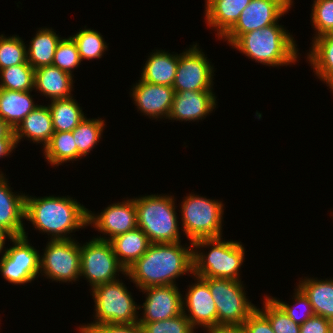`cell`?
Wrapping results in <instances>:
<instances>
[{"label":"cell","mask_w":333,"mask_h":333,"mask_svg":"<svg viewBox=\"0 0 333 333\" xmlns=\"http://www.w3.org/2000/svg\"><path fill=\"white\" fill-rule=\"evenodd\" d=\"M204 22L220 40L237 22L251 0H204Z\"/></svg>","instance_id":"20"},{"label":"cell","mask_w":333,"mask_h":333,"mask_svg":"<svg viewBox=\"0 0 333 333\" xmlns=\"http://www.w3.org/2000/svg\"><path fill=\"white\" fill-rule=\"evenodd\" d=\"M139 323L145 333H196L183 312L170 319Z\"/></svg>","instance_id":"39"},{"label":"cell","mask_w":333,"mask_h":333,"mask_svg":"<svg viewBox=\"0 0 333 333\" xmlns=\"http://www.w3.org/2000/svg\"><path fill=\"white\" fill-rule=\"evenodd\" d=\"M135 82L131 86L129 96L137 112L155 121H167L175 94L173 87L140 79Z\"/></svg>","instance_id":"17"},{"label":"cell","mask_w":333,"mask_h":333,"mask_svg":"<svg viewBox=\"0 0 333 333\" xmlns=\"http://www.w3.org/2000/svg\"><path fill=\"white\" fill-rule=\"evenodd\" d=\"M76 329L79 331H77V333H96L94 330L84 327L83 325H81V323L79 326L76 327Z\"/></svg>","instance_id":"47"},{"label":"cell","mask_w":333,"mask_h":333,"mask_svg":"<svg viewBox=\"0 0 333 333\" xmlns=\"http://www.w3.org/2000/svg\"><path fill=\"white\" fill-rule=\"evenodd\" d=\"M298 279L296 285L308 297L314 314L333 319V277L319 279L304 276Z\"/></svg>","instance_id":"25"},{"label":"cell","mask_w":333,"mask_h":333,"mask_svg":"<svg viewBox=\"0 0 333 333\" xmlns=\"http://www.w3.org/2000/svg\"><path fill=\"white\" fill-rule=\"evenodd\" d=\"M54 134L52 117L48 105L44 102L31 111L14 129L17 147L25 139L42 149Z\"/></svg>","instance_id":"21"},{"label":"cell","mask_w":333,"mask_h":333,"mask_svg":"<svg viewBox=\"0 0 333 333\" xmlns=\"http://www.w3.org/2000/svg\"><path fill=\"white\" fill-rule=\"evenodd\" d=\"M329 326L328 319L314 314L300 325V333H329Z\"/></svg>","instance_id":"42"},{"label":"cell","mask_w":333,"mask_h":333,"mask_svg":"<svg viewBox=\"0 0 333 333\" xmlns=\"http://www.w3.org/2000/svg\"><path fill=\"white\" fill-rule=\"evenodd\" d=\"M96 333H145L139 322L133 324L103 323L93 329Z\"/></svg>","instance_id":"41"},{"label":"cell","mask_w":333,"mask_h":333,"mask_svg":"<svg viewBox=\"0 0 333 333\" xmlns=\"http://www.w3.org/2000/svg\"><path fill=\"white\" fill-rule=\"evenodd\" d=\"M214 91L175 92L168 121L201 122L217 109L218 99Z\"/></svg>","instance_id":"18"},{"label":"cell","mask_w":333,"mask_h":333,"mask_svg":"<svg viewBox=\"0 0 333 333\" xmlns=\"http://www.w3.org/2000/svg\"><path fill=\"white\" fill-rule=\"evenodd\" d=\"M87 25L70 35L75 41L81 61L100 60L108 52L107 42L104 36L97 30L87 28Z\"/></svg>","instance_id":"32"},{"label":"cell","mask_w":333,"mask_h":333,"mask_svg":"<svg viewBox=\"0 0 333 333\" xmlns=\"http://www.w3.org/2000/svg\"><path fill=\"white\" fill-rule=\"evenodd\" d=\"M124 199V200H123ZM109 204L101 212L91 211L88 208L87 226L98 231L94 238L110 241L114 237L137 228V210L133 198H123Z\"/></svg>","instance_id":"14"},{"label":"cell","mask_w":333,"mask_h":333,"mask_svg":"<svg viewBox=\"0 0 333 333\" xmlns=\"http://www.w3.org/2000/svg\"><path fill=\"white\" fill-rule=\"evenodd\" d=\"M310 23L315 32L311 41L333 32V0H313Z\"/></svg>","instance_id":"38"},{"label":"cell","mask_w":333,"mask_h":333,"mask_svg":"<svg viewBox=\"0 0 333 333\" xmlns=\"http://www.w3.org/2000/svg\"><path fill=\"white\" fill-rule=\"evenodd\" d=\"M245 251L241 241L223 240V236L196 240L192 242L193 275L242 281Z\"/></svg>","instance_id":"4"},{"label":"cell","mask_w":333,"mask_h":333,"mask_svg":"<svg viewBox=\"0 0 333 333\" xmlns=\"http://www.w3.org/2000/svg\"><path fill=\"white\" fill-rule=\"evenodd\" d=\"M195 282L189 283L182 292L183 314L196 330L201 328L209 333L218 327V316L215 302L212 298L208 284L201 278L192 275Z\"/></svg>","instance_id":"15"},{"label":"cell","mask_w":333,"mask_h":333,"mask_svg":"<svg viewBox=\"0 0 333 333\" xmlns=\"http://www.w3.org/2000/svg\"><path fill=\"white\" fill-rule=\"evenodd\" d=\"M47 105L54 132L73 131L87 115L74 95L66 99L51 100Z\"/></svg>","instance_id":"29"},{"label":"cell","mask_w":333,"mask_h":333,"mask_svg":"<svg viewBox=\"0 0 333 333\" xmlns=\"http://www.w3.org/2000/svg\"><path fill=\"white\" fill-rule=\"evenodd\" d=\"M12 246L4 245L0 256V274L3 279L12 285H23L38 280L40 273V251L29 241L28 232L23 236L8 237ZM36 278V279H35Z\"/></svg>","instance_id":"11"},{"label":"cell","mask_w":333,"mask_h":333,"mask_svg":"<svg viewBox=\"0 0 333 333\" xmlns=\"http://www.w3.org/2000/svg\"><path fill=\"white\" fill-rule=\"evenodd\" d=\"M262 29L242 34L231 48L238 50L248 59L273 68L299 63L300 49L293 34L279 21Z\"/></svg>","instance_id":"3"},{"label":"cell","mask_w":333,"mask_h":333,"mask_svg":"<svg viewBox=\"0 0 333 333\" xmlns=\"http://www.w3.org/2000/svg\"><path fill=\"white\" fill-rule=\"evenodd\" d=\"M261 301L263 307L257 308L268 318L275 333H300V325L295 323L270 295H264Z\"/></svg>","instance_id":"35"},{"label":"cell","mask_w":333,"mask_h":333,"mask_svg":"<svg viewBox=\"0 0 333 333\" xmlns=\"http://www.w3.org/2000/svg\"><path fill=\"white\" fill-rule=\"evenodd\" d=\"M35 70L28 63L0 70V88L14 91H34Z\"/></svg>","instance_id":"33"},{"label":"cell","mask_w":333,"mask_h":333,"mask_svg":"<svg viewBox=\"0 0 333 333\" xmlns=\"http://www.w3.org/2000/svg\"><path fill=\"white\" fill-rule=\"evenodd\" d=\"M47 27L37 28L30 42L26 44L27 62L34 70L52 65L55 49L62 38L54 28Z\"/></svg>","instance_id":"27"},{"label":"cell","mask_w":333,"mask_h":333,"mask_svg":"<svg viewBox=\"0 0 333 333\" xmlns=\"http://www.w3.org/2000/svg\"><path fill=\"white\" fill-rule=\"evenodd\" d=\"M8 180L6 172L0 174V230L8 237H20L27 230L24 220L26 193L13 191Z\"/></svg>","instance_id":"19"},{"label":"cell","mask_w":333,"mask_h":333,"mask_svg":"<svg viewBox=\"0 0 333 333\" xmlns=\"http://www.w3.org/2000/svg\"><path fill=\"white\" fill-rule=\"evenodd\" d=\"M210 289L217 308L218 326L242 325L257 308L248 298L244 281L202 278Z\"/></svg>","instance_id":"9"},{"label":"cell","mask_w":333,"mask_h":333,"mask_svg":"<svg viewBox=\"0 0 333 333\" xmlns=\"http://www.w3.org/2000/svg\"><path fill=\"white\" fill-rule=\"evenodd\" d=\"M247 333H275L268 318L256 308L243 323Z\"/></svg>","instance_id":"40"},{"label":"cell","mask_w":333,"mask_h":333,"mask_svg":"<svg viewBox=\"0 0 333 333\" xmlns=\"http://www.w3.org/2000/svg\"><path fill=\"white\" fill-rule=\"evenodd\" d=\"M291 8L290 0H251L235 25L220 40L231 46L242 34L275 24Z\"/></svg>","instance_id":"13"},{"label":"cell","mask_w":333,"mask_h":333,"mask_svg":"<svg viewBox=\"0 0 333 333\" xmlns=\"http://www.w3.org/2000/svg\"><path fill=\"white\" fill-rule=\"evenodd\" d=\"M24 220L48 240L74 239L76 231L88 227V208L69 195L36 197L26 192Z\"/></svg>","instance_id":"2"},{"label":"cell","mask_w":333,"mask_h":333,"mask_svg":"<svg viewBox=\"0 0 333 333\" xmlns=\"http://www.w3.org/2000/svg\"><path fill=\"white\" fill-rule=\"evenodd\" d=\"M181 243H151L144 255L126 270L124 279L139 290L179 285V277L193 275L192 242Z\"/></svg>","instance_id":"1"},{"label":"cell","mask_w":333,"mask_h":333,"mask_svg":"<svg viewBox=\"0 0 333 333\" xmlns=\"http://www.w3.org/2000/svg\"><path fill=\"white\" fill-rule=\"evenodd\" d=\"M15 138L14 130L0 117V139Z\"/></svg>","instance_id":"45"},{"label":"cell","mask_w":333,"mask_h":333,"mask_svg":"<svg viewBox=\"0 0 333 333\" xmlns=\"http://www.w3.org/2000/svg\"><path fill=\"white\" fill-rule=\"evenodd\" d=\"M193 42L179 53L176 76L173 82L175 92L182 91H214L216 69L205 55L199 43Z\"/></svg>","instance_id":"12"},{"label":"cell","mask_w":333,"mask_h":333,"mask_svg":"<svg viewBox=\"0 0 333 333\" xmlns=\"http://www.w3.org/2000/svg\"><path fill=\"white\" fill-rule=\"evenodd\" d=\"M291 1V7H293L294 6V0H290Z\"/></svg>","instance_id":"49"},{"label":"cell","mask_w":333,"mask_h":333,"mask_svg":"<svg viewBox=\"0 0 333 333\" xmlns=\"http://www.w3.org/2000/svg\"><path fill=\"white\" fill-rule=\"evenodd\" d=\"M119 263L128 270L148 250L151 242L140 229L128 231L110 240Z\"/></svg>","instance_id":"28"},{"label":"cell","mask_w":333,"mask_h":333,"mask_svg":"<svg viewBox=\"0 0 333 333\" xmlns=\"http://www.w3.org/2000/svg\"><path fill=\"white\" fill-rule=\"evenodd\" d=\"M80 259V279L87 281L89 290L99 284L116 281L126 274V269L119 263L110 241L92 237L80 243Z\"/></svg>","instance_id":"10"},{"label":"cell","mask_w":333,"mask_h":333,"mask_svg":"<svg viewBox=\"0 0 333 333\" xmlns=\"http://www.w3.org/2000/svg\"><path fill=\"white\" fill-rule=\"evenodd\" d=\"M42 251L39 253L41 278L61 284L80 282V243L76 237L48 240Z\"/></svg>","instance_id":"8"},{"label":"cell","mask_w":333,"mask_h":333,"mask_svg":"<svg viewBox=\"0 0 333 333\" xmlns=\"http://www.w3.org/2000/svg\"><path fill=\"white\" fill-rule=\"evenodd\" d=\"M122 279L99 284L89 292L94 300L93 321L82 323L93 330L103 323L133 324L139 320V303Z\"/></svg>","instance_id":"6"},{"label":"cell","mask_w":333,"mask_h":333,"mask_svg":"<svg viewBox=\"0 0 333 333\" xmlns=\"http://www.w3.org/2000/svg\"><path fill=\"white\" fill-rule=\"evenodd\" d=\"M25 43L18 34L0 35V70L27 62Z\"/></svg>","instance_id":"34"},{"label":"cell","mask_w":333,"mask_h":333,"mask_svg":"<svg viewBox=\"0 0 333 333\" xmlns=\"http://www.w3.org/2000/svg\"><path fill=\"white\" fill-rule=\"evenodd\" d=\"M78 48L71 36L62 37L59 41L54 54L52 65L58 67L71 76H74V70L81 64Z\"/></svg>","instance_id":"37"},{"label":"cell","mask_w":333,"mask_h":333,"mask_svg":"<svg viewBox=\"0 0 333 333\" xmlns=\"http://www.w3.org/2000/svg\"><path fill=\"white\" fill-rule=\"evenodd\" d=\"M209 333H247L244 325H221L212 329Z\"/></svg>","instance_id":"44"},{"label":"cell","mask_w":333,"mask_h":333,"mask_svg":"<svg viewBox=\"0 0 333 333\" xmlns=\"http://www.w3.org/2000/svg\"><path fill=\"white\" fill-rule=\"evenodd\" d=\"M179 208L181 231L187 241L222 237L224 226L223 200L211 199L198 193H186Z\"/></svg>","instance_id":"7"},{"label":"cell","mask_w":333,"mask_h":333,"mask_svg":"<svg viewBox=\"0 0 333 333\" xmlns=\"http://www.w3.org/2000/svg\"><path fill=\"white\" fill-rule=\"evenodd\" d=\"M106 127V120L100 117L88 118L87 116L72 131L77 147V161L84 159L91 154L96 145L103 138V131Z\"/></svg>","instance_id":"30"},{"label":"cell","mask_w":333,"mask_h":333,"mask_svg":"<svg viewBox=\"0 0 333 333\" xmlns=\"http://www.w3.org/2000/svg\"><path fill=\"white\" fill-rule=\"evenodd\" d=\"M74 140L72 131L54 132L50 141L42 149L47 164L57 168L64 163L77 161V147Z\"/></svg>","instance_id":"31"},{"label":"cell","mask_w":333,"mask_h":333,"mask_svg":"<svg viewBox=\"0 0 333 333\" xmlns=\"http://www.w3.org/2000/svg\"><path fill=\"white\" fill-rule=\"evenodd\" d=\"M74 78L54 65L40 67L35 69L34 92L38 91L39 96L49 101L72 97L76 81Z\"/></svg>","instance_id":"22"},{"label":"cell","mask_w":333,"mask_h":333,"mask_svg":"<svg viewBox=\"0 0 333 333\" xmlns=\"http://www.w3.org/2000/svg\"><path fill=\"white\" fill-rule=\"evenodd\" d=\"M172 194V195H171ZM171 194L138 195L134 197L137 210V227L151 243L182 242L176 197ZM177 209V210H176ZM182 240V241H181Z\"/></svg>","instance_id":"5"},{"label":"cell","mask_w":333,"mask_h":333,"mask_svg":"<svg viewBox=\"0 0 333 333\" xmlns=\"http://www.w3.org/2000/svg\"><path fill=\"white\" fill-rule=\"evenodd\" d=\"M310 45L305 54L306 62L311 66L315 78L326 84L333 95V34L314 38Z\"/></svg>","instance_id":"24"},{"label":"cell","mask_w":333,"mask_h":333,"mask_svg":"<svg viewBox=\"0 0 333 333\" xmlns=\"http://www.w3.org/2000/svg\"><path fill=\"white\" fill-rule=\"evenodd\" d=\"M6 239H8V236L0 230V255L3 253L4 245L7 244Z\"/></svg>","instance_id":"46"},{"label":"cell","mask_w":333,"mask_h":333,"mask_svg":"<svg viewBox=\"0 0 333 333\" xmlns=\"http://www.w3.org/2000/svg\"><path fill=\"white\" fill-rule=\"evenodd\" d=\"M165 49H154L146 57L145 64L141 67L140 80L152 84L167 85L172 87L179 60L178 52H169Z\"/></svg>","instance_id":"23"},{"label":"cell","mask_w":333,"mask_h":333,"mask_svg":"<svg viewBox=\"0 0 333 333\" xmlns=\"http://www.w3.org/2000/svg\"><path fill=\"white\" fill-rule=\"evenodd\" d=\"M17 148L15 138H2L0 139V159L10 158L11 154L15 152ZM0 174H4L2 169H0Z\"/></svg>","instance_id":"43"},{"label":"cell","mask_w":333,"mask_h":333,"mask_svg":"<svg viewBox=\"0 0 333 333\" xmlns=\"http://www.w3.org/2000/svg\"><path fill=\"white\" fill-rule=\"evenodd\" d=\"M293 295H291L290 300L292 299V303L283 301L280 298L270 296L284 311L285 313L298 325H302L306 320H308L311 316L314 315L312 305L309 302L308 297L304 294V292L295 285L293 289ZM291 305H290V304Z\"/></svg>","instance_id":"36"},{"label":"cell","mask_w":333,"mask_h":333,"mask_svg":"<svg viewBox=\"0 0 333 333\" xmlns=\"http://www.w3.org/2000/svg\"><path fill=\"white\" fill-rule=\"evenodd\" d=\"M33 91H14L0 88V117L14 130L38 104Z\"/></svg>","instance_id":"26"},{"label":"cell","mask_w":333,"mask_h":333,"mask_svg":"<svg viewBox=\"0 0 333 333\" xmlns=\"http://www.w3.org/2000/svg\"><path fill=\"white\" fill-rule=\"evenodd\" d=\"M178 285L152 286L138 290L145 300L139 304L138 322L170 319L183 312L182 291ZM142 315V316H141Z\"/></svg>","instance_id":"16"},{"label":"cell","mask_w":333,"mask_h":333,"mask_svg":"<svg viewBox=\"0 0 333 333\" xmlns=\"http://www.w3.org/2000/svg\"><path fill=\"white\" fill-rule=\"evenodd\" d=\"M330 326H329V333H333V319L329 320Z\"/></svg>","instance_id":"48"}]
</instances>
